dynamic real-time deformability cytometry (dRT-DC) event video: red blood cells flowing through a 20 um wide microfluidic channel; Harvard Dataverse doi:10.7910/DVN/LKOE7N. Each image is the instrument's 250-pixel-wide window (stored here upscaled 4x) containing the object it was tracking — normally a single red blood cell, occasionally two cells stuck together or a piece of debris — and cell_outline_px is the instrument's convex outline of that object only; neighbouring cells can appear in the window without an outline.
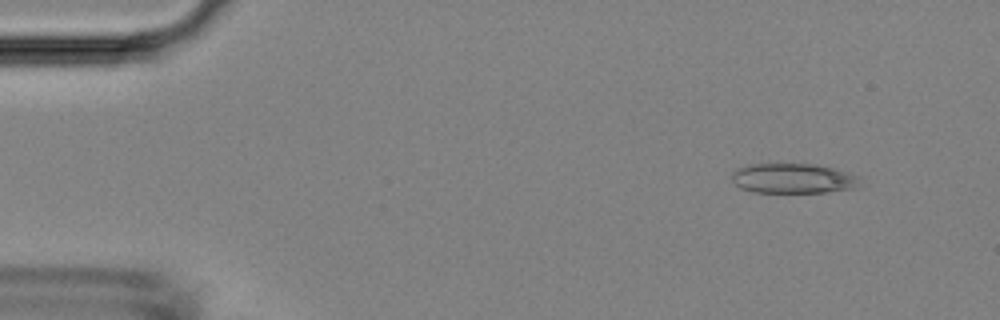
{"species": "Egyptian fruit bat (a non-hibernating species)", "species_latin": "Rousettus aegyptiacus", "temperature_condition": "room temperature", "stored_images_in_passage": 4, "camera_frame_rate_fps": 3000, "um_per_image_px": 0.085, "animal": {"sex": "female"}, "frame": {"image": 1, "passage_image": 1, "time_ms": 0.0, "image_size_px": [1000, 320], "cell_outline_px": [[860, 188], [828, 192], [752, 192], [740, 188], [732, 180], [732, 172], [736, 168], [748, 164], [816, 164], [848, 172], [860, 176]], "centroid_in_image_um": [67.45, 15.17], "position_along_channel_um": 17.5, "area_um2": 22.66}}
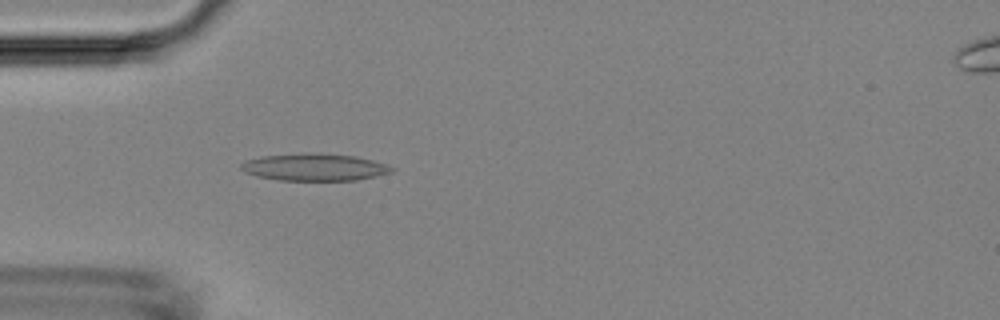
{"frame": {"image": 2, "passage_image": 4, "time_ms": 3.333, "image_size_px": [1000, 320], "cell_outline_px": [[396, 168], [392, 172], [376, 176], [356, 180], [280, 180], [256, 176], [244, 172], [240, 168], [240, 164], [244, 160], [260, 156], [304, 152], [320, 152], [356, 156], [372, 160]], "centroid_in_image_um": [26.69, 14.19], "position_along_channel_um": 58.3, "area_um2": 24.22}}